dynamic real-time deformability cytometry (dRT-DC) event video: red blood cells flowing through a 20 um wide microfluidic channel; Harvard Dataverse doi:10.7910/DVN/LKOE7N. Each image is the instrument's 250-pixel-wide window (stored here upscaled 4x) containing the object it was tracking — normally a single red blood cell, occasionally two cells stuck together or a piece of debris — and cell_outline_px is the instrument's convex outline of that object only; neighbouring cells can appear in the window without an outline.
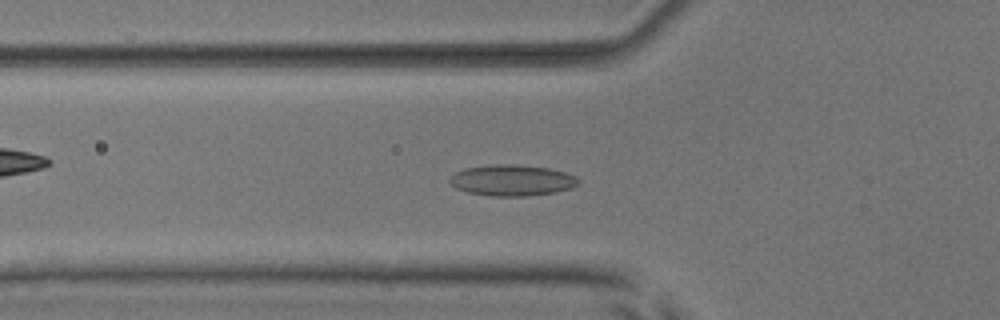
{"species": "common noctule bat (a hibernating species)", "species_latin": "Nyctalus noctula", "temperature_condition": "room temperature", "stored_images_in_passage": 44, "camera_frame_rate_fps": 3000, "um_per_image_px": 0.085, "animal": {"sex": "male", "body_mass_g": 17.9, "forearm_length_mm": 54.2}, "frame": {"image": 1, "passage_image": 10, "time_ms": 3.0, "image_size_px": [1000, 320], "cell_outline_px": [[580, 184], [572, 188], [556, 192], [524, 196], [492, 196], [468, 192], [456, 188], [448, 180], [456, 172], [464, 168], [496, 164], [512, 164], [548, 168], [564, 172], [576, 176], [580, 180]], "centroid_in_image_um": [43.55, 15.33], "position_along_channel_um": 82.2, "area_um2": 23.24}}
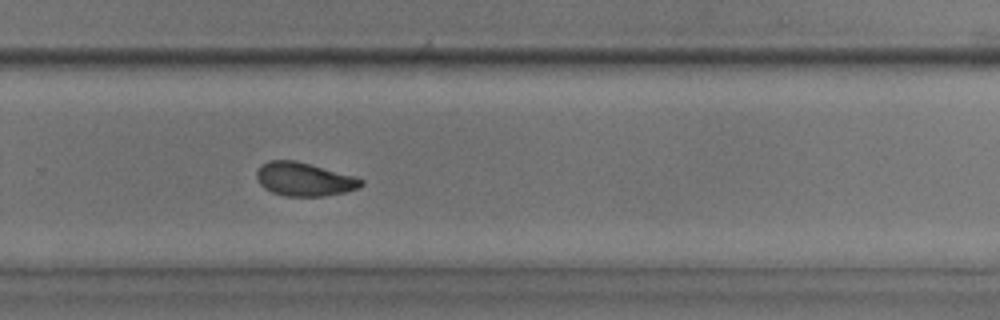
{"frame": {"image": 2, "passage_image": 27, "time_ms": 8.667, "image_size_px": [1000, 320], "cell_outline_px": [[364, 184], [356, 188], [344, 192], [324, 196], [284, 196], [272, 192], [264, 188], [256, 180], [256, 172], [260, 164], [268, 160], [296, 160], [352, 176], [364, 180]], "centroid_in_image_um": [25.78, 15.23], "position_along_channel_um": 304.0, "area_um2": 20.35}}
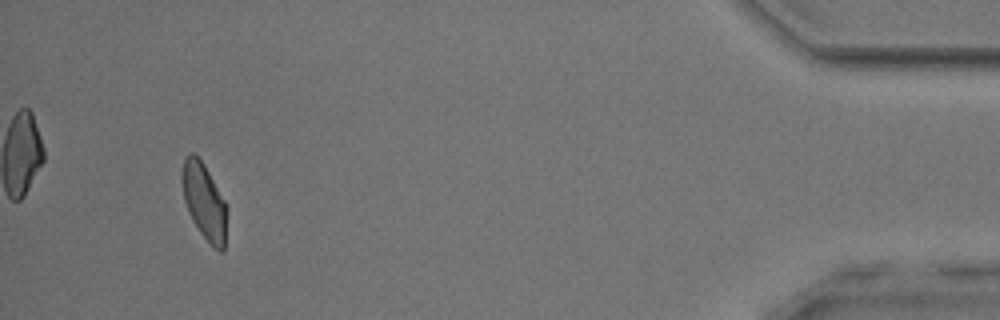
{"frame": {"image": 3, "passage_image": 41, "time_ms": 13.333, "image_size_px": [1000, 320], "cell_outline_px": [[228, 208], [224, 252], [220, 252], [212, 248], [200, 232], [192, 220], [188, 212], [184, 200], [180, 180], [180, 176], [184, 156], [188, 152], [192, 152], [204, 164], [228, 204]], "centroid_in_image_um": [17.37, 17.13], "position_along_channel_um": 417.8, "area_um2": 20.69}, "authors_computed_cell_mechanics": {"area_um2": 20.808, "velocity_mm_per_s": 3.9181, "shape_relaxation_time_tau1_ms": 5.3162, "shape_relaxation_time_tau2_ms": 1.768, "deformation_change_tau1": 0.1198, "deformation_change_tau2": 0.0693}}